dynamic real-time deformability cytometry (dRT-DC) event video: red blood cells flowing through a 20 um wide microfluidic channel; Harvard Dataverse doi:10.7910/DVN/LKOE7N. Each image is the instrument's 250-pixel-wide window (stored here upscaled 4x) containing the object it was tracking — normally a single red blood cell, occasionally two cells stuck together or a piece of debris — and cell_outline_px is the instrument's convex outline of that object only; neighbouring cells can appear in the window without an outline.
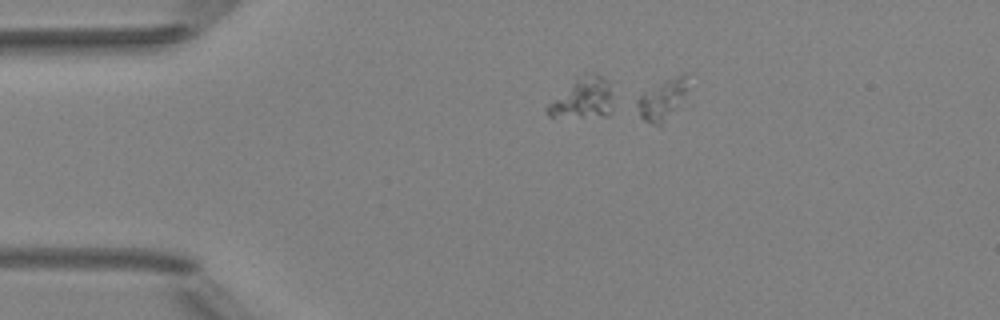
{"species": "Egyptian fruit bat (a non-hibernating species)", "species_latin": "Rousettus aegyptiacus", "temperature_condition": "room temperature", "stored_images_in_passage": 5, "segment_of_instrument_passage": [2, 2], "camera_frame_rate_fps": 3000, "um_per_image_px": 0.085, "animal": {"sex": "female"}, "frame": {"image": 1, "passage_image": 3, "time_ms": 2.333, "image_size_px": [1000, 320], "cell_outline_px": [[688, 108], [660, 124], [656, 124], [644, 120], [640, 116], [636, 104], [636, 100], [644, 92], [676, 76], [688, 72]], "centroid_in_image_um": [56.48, 8.51], "position_along_channel_um": 28.5, "area_um2": 12.83}}